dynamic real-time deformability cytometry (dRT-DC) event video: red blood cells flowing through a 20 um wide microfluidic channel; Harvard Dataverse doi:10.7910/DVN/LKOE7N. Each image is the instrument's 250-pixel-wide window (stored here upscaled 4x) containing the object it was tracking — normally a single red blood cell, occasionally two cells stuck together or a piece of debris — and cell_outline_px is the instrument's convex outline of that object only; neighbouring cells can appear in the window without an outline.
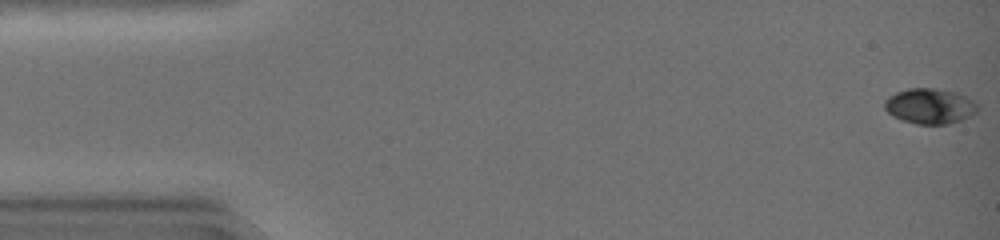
{"species": "common noctule bat (a hibernating species)", "species_latin": "Nyctalus noctula", "temperature_condition": "warm", "stored_images_in_passage": 46, "camera_frame_rate_fps": 3000, "um_per_image_px": 0.085, "animal": {"sex": "female", "body_mass_g": 19.0, "forearm_length_mm": 51.5}, "frame": {"image": 1, "passage_image": 1, "time_ms": 0.0, "image_size_px": [1000, 240], "cell_outline_px": [[980, 108], [976, 112], [960, 120], [948, 124], [916, 124], [892, 116], [884, 108], [884, 100], [888, 96], [896, 92], [908, 88], [936, 88], [956, 92], [972, 100]], "centroid_in_image_um": [79.01, 9.01], "position_along_channel_um": 6.0, "area_um2": 19.13}}
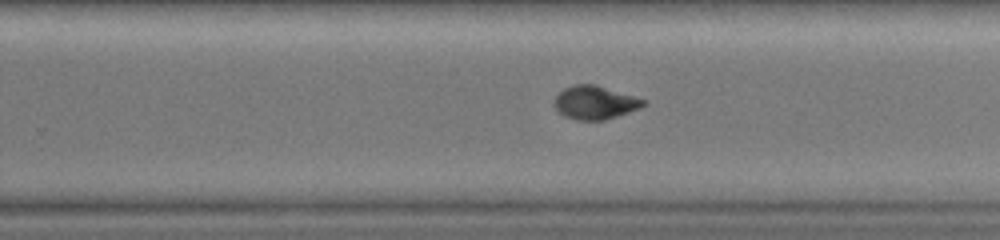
{"frame": {"image": 2, "passage_image": 30, "time_ms": 9.667, "image_size_px": [1000, 240], "cell_outline_px": [[648, 104], [616, 116], [604, 120], [576, 120], [564, 116], [556, 112], [552, 104], [556, 96], [564, 88], [572, 84], [596, 84], [648, 100]], "centroid_in_image_um": [50.54, 8.7], "position_along_channel_um": 279.3, "area_um2": 17.57}}
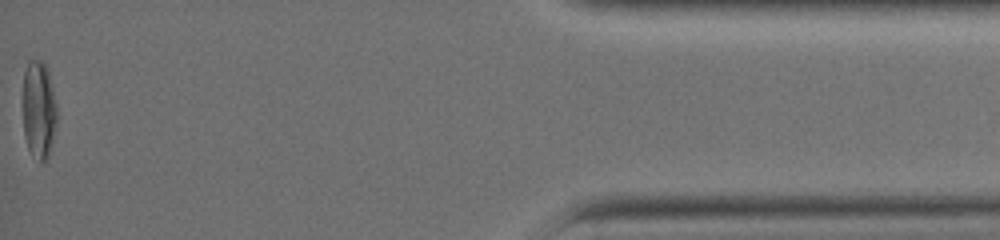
{"frame": {"image": 3, "passage_image": 46, "time_ms": 15.0, "image_size_px": [1000, 240], "cell_outline_px": [[56, 124], [48, 160], [40, 164], [28, 148], [24, 136], [24, 72], [28, 60], [40, 60], [48, 68], [56, 104]], "centroid_in_image_um": [3.31, 9.35], "position_along_channel_um": 431.9, "area_um2": 19.42}, "authors_computed_cell_mechanics": {"area_um2": 17.9758, "velocity_mm_per_s": 4.2686, "shape_relaxation_time_tau1_ms": 5.081, "shape_relaxation_time_tau2_ms": 0.8476, "deformation_change_tau1": 0.1883, "deformation_change_tau2": 0.0321}}